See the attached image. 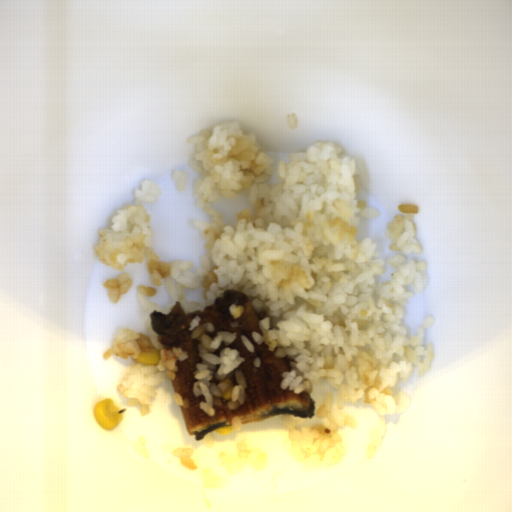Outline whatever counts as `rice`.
Wrapping results in <instances>:
<instances>
[{"label": "rice", "instance_id": "a3056103", "mask_svg": "<svg viewBox=\"0 0 512 512\" xmlns=\"http://www.w3.org/2000/svg\"><path fill=\"white\" fill-rule=\"evenodd\" d=\"M139 185L140 188L134 189V204H138V202L154 203L159 200V195L162 192L157 182L148 179L141 181Z\"/></svg>", "mask_w": 512, "mask_h": 512}, {"label": "rice", "instance_id": "acb35da6", "mask_svg": "<svg viewBox=\"0 0 512 512\" xmlns=\"http://www.w3.org/2000/svg\"><path fill=\"white\" fill-rule=\"evenodd\" d=\"M400 214L393 215L392 221L386 225L385 234L392 244L389 249L406 254L414 252L421 254L423 251L415 236L417 227L414 215H418L419 208L415 203L398 205Z\"/></svg>", "mask_w": 512, "mask_h": 512}, {"label": "rice", "instance_id": "5b1b7eff", "mask_svg": "<svg viewBox=\"0 0 512 512\" xmlns=\"http://www.w3.org/2000/svg\"><path fill=\"white\" fill-rule=\"evenodd\" d=\"M287 120H288V126H289V129H296L298 123H297V116L294 113H291V114H287Z\"/></svg>", "mask_w": 512, "mask_h": 512}, {"label": "rice", "instance_id": "6a4a8fe4", "mask_svg": "<svg viewBox=\"0 0 512 512\" xmlns=\"http://www.w3.org/2000/svg\"><path fill=\"white\" fill-rule=\"evenodd\" d=\"M240 339L248 351L255 352L254 344L245 335H241Z\"/></svg>", "mask_w": 512, "mask_h": 512}, {"label": "rice", "instance_id": "d2b440a0", "mask_svg": "<svg viewBox=\"0 0 512 512\" xmlns=\"http://www.w3.org/2000/svg\"><path fill=\"white\" fill-rule=\"evenodd\" d=\"M173 180L175 181L176 188L184 192L188 184V173L187 171H173Z\"/></svg>", "mask_w": 512, "mask_h": 512}, {"label": "rice", "instance_id": "fb1fb577", "mask_svg": "<svg viewBox=\"0 0 512 512\" xmlns=\"http://www.w3.org/2000/svg\"><path fill=\"white\" fill-rule=\"evenodd\" d=\"M202 441H203L205 448L210 449V448L214 447V445H215V439L210 431L208 434L203 436Z\"/></svg>", "mask_w": 512, "mask_h": 512}, {"label": "rice", "instance_id": "b023fe2a", "mask_svg": "<svg viewBox=\"0 0 512 512\" xmlns=\"http://www.w3.org/2000/svg\"><path fill=\"white\" fill-rule=\"evenodd\" d=\"M236 453L220 452L219 460L227 472H236L245 466L252 470L262 471L268 458L261 448L249 447L248 443L241 441L235 446Z\"/></svg>", "mask_w": 512, "mask_h": 512}, {"label": "rice", "instance_id": "50a67109", "mask_svg": "<svg viewBox=\"0 0 512 512\" xmlns=\"http://www.w3.org/2000/svg\"><path fill=\"white\" fill-rule=\"evenodd\" d=\"M244 309H245V307L243 305L231 304L229 307V312L234 319H237L238 317H240L243 314Z\"/></svg>", "mask_w": 512, "mask_h": 512}, {"label": "rice", "instance_id": "e7b20468", "mask_svg": "<svg viewBox=\"0 0 512 512\" xmlns=\"http://www.w3.org/2000/svg\"><path fill=\"white\" fill-rule=\"evenodd\" d=\"M201 479L203 486L208 488H222L225 485L226 480L215 475L210 468H204L201 472Z\"/></svg>", "mask_w": 512, "mask_h": 512}, {"label": "rice", "instance_id": "f2f60c81", "mask_svg": "<svg viewBox=\"0 0 512 512\" xmlns=\"http://www.w3.org/2000/svg\"><path fill=\"white\" fill-rule=\"evenodd\" d=\"M386 435L385 417H379L378 423L370 431V442L367 445L366 453L368 458L374 457L375 453L383 444Z\"/></svg>", "mask_w": 512, "mask_h": 512}, {"label": "rice", "instance_id": "023b6e5f", "mask_svg": "<svg viewBox=\"0 0 512 512\" xmlns=\"http://www.w3.org/2000/svg\"><path fill=\"white\" fill-rule=\"evenodd\" d=\"M192 340L199 341L197 345L198 356L201 361L196 362V370L193 376L196 381L192 384V392L195 397L204 396L199 401V408L210 417H215V406L222 405V392L226 390L228 383H220L235 376L237 382L232 389L230 399L227 402L228 409L241 407L245 403L247 378L240 365L245 362V357L240 356V351L230 348L232 342L237 338V332L217 331L216 336L211 338L208 332L214 331L212 322L201 324V317L195 316L189 327Z\"/></svg>", "mask_w": 512, "mask_h": 512}, {"label": "rice", "instance_id": "e3fd555f", "mask_svg": "<svg viewBox=\"0 0 512 512\" xmlns=\"http://www.w3.org/2000/svg\"><path fill=\"white\" fill-rule=\"evenodd\" d=\"M134 281L130 278L129 272L118 274L115 278H109L104 282L107 287L109 302L118 303L122 294H126L132 287Z\"/></svg>", "mask_w": 512, "mask_h": 512}, {"label": "rice", "instance_id": "a0d8f996", "mask_svg": "<svg viewBox=\"0 0 512 512\" xmlns=\"http://www.w3.org/2000/svg\"><path fill=\"white\" fill-rule=\"evenodd\" d=\"M172 398H173L175 404H177L178 406L182 407L184 405V401L178 392H174Z\"/></svg>", "mask_w": 512, "mask_h": 512}, {"label": "rice", "instance_id": "0b520998", "mask_svg": "<svg viewBox=\"0 0 512 512\" xmlns=\"http://www.w3.org/2000/svg\"><path fill=\"white\" fill-rule=\"evenodd\" d=\"M172 456L178 458L181 462V465L191 470L197 469V464L192 458V456H194V449L187 447H177L173 450Z\"/></svg>", "mask_w": 512, "mask_h": 512}, {"label": "rice", "instance_id": "8eca5e8b", "mask_svg": "<svg viewBox=\"0 0 512 512\" xmlns=\"http://www.w3.org/2000/svg\"><path fill=\"white\" fill-rule=\"evenodd\" d=\"M145 325L148 336L130 328L120 329L115 334L111 347L103 354L105 360L113 355L133 360L132 364L126 367V373L116 389L124 398H130L127 402L128 406H139L143 417L151 412L150 405L158 396L157 385L175 379L178 371L177 362L189 357L187 351L180 346L164 349L158 343L159 334L152 328V317L145 319ZM154 348L161 356L159 364L150 366L136 361L141 351H151Z\"/></svg>", "mask_w": 512, "mask_h": 512}, {"label": "rice", "instance_id": "652b925c", "mask_svg": "<svg viewBox=\"0 0 512 512\" xmlns=\"http://www.w3.org/2000/svg\"><path fill=\"white\" fill-rule=\"evenodd\" d=\"M186 143L194 146L189 165L201 174L193 200L212 217L193 222L207 241L198 269L193 271L190 260H159L143 203L118 209L109 227L98 229L92 248L103 265L120 272L146 261L153 284L164 285L170 299L156 305L151 298L158 290L139 283L136 299L148 314L168 315L177 302L185 314L202 312L227 290L243 292L262 332L253 330L252 340L275 357L290 358L280 388L310 395L313 385L327 380L336 389L316 412L322 424L305 426L306 417L287 413L280 417L294 461L333 466L346 455L340 428H357L344 413L346 403L363 400L379 415L403 414L410 397L395 394V386L411 378L415 365L419 377L432 369L433 346L424 341L434 318H425L413 336L402 326L404 306L414 296L405 285L416 292L427 287V262H406L401 254L382 260L372 238L358 241L359 221L380 212L358 199L357 160L339 145L323 140L305 152H290L288 163L278 162L279 183L269 186L276 159L240 122L201 129ZM240 194L252 206L238 214L235 226L226 225L211 205ZM389 263L397 271L390 281L376 282ZM203 286L204 307L185 300L186 288Z\"/></svg>", "mask_w": 512, "mask_h": 512}, {"label": "rice", "instance_id": "9e0e92f6", "mask_svg": "<svg viewBox=\"0 0 512 512\" xmlns=\"http://www.w3.org/2000/svg\"><path fill=\"white\" fill-rule=\"evenodd\" d=\"M231 422H232L231 426L233 427L232 430H234L235 432L241 430V419H240V417H236V416L233 417Z\"/></svg>", "mask_w": 512, "mask_h": 512}]
</instances>
